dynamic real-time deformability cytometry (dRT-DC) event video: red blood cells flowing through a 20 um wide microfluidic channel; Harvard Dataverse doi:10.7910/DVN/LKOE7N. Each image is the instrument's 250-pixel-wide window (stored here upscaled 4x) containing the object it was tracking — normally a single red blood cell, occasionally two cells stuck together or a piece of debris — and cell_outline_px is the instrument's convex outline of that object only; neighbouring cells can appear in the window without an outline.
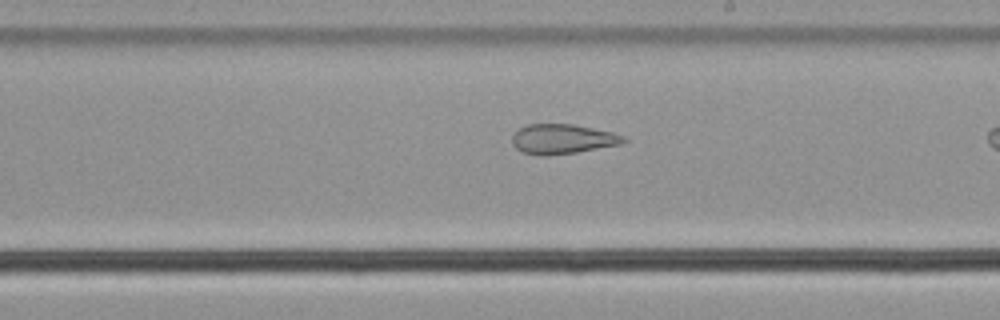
{"species": "common noctule bat (a hibernating species)", "species_latin": "Nyctalus noctula", "temperature_condition": "cold", "stored_images_in_passage": 33, "camera_frame_rate_fps": 3000, "um_per_image_px": 0.085, "animal": {"sex": "male", "body_mass_g": 21.5, "forearm_length_mm": 52.0}, "frame": {"image": 1, "passage_image": 28, "time_ms": 9.0, "image_size_px": [1000, 320], "cell_outline_px": [[628, 140], [620, 144], [576, 152], [544, 156], [540, 156], [520, 152], [512, 144], [512, 136], [520, 128], [528, 124], [572, 124], [612, 132], [624, 136]], "centroid_in_image_um": [47.78, 11.82], "position_along_channel_um": 241.2, "area_um2": 19.25}}